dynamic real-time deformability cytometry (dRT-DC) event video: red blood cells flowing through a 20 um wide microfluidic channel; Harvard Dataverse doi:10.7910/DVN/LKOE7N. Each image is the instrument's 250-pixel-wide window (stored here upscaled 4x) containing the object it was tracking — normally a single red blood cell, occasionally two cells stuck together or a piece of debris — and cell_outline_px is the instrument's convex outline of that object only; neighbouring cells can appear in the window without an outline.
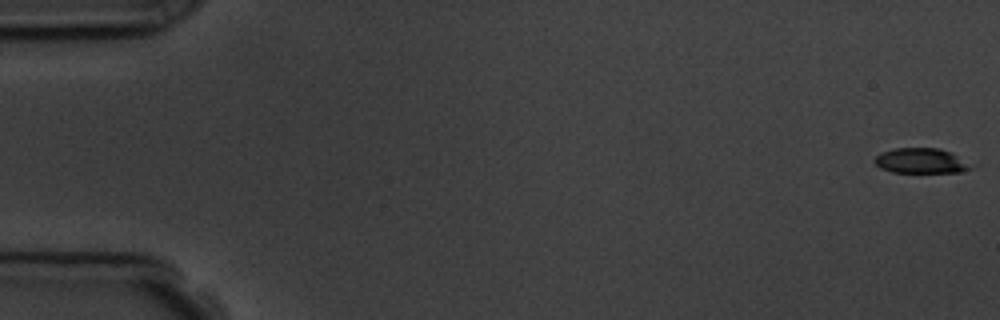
{"species": "common noctule bat (a hibernating species)", "species_latin": "Nyctalus noctula", "temperature_condition": "room temperature", "stored_images_in_passage": 4, "camera_frame_rate_fps": 3000, "um_per_image_px": 0.085, "animal": {"sex": "male", "body_mass_g": 19.5, "forearm_length_mm": 54.6}, "frame": {"image": 1, "passage_image": 1, "time_ms": 0.0, "image_size_px": [1000, 320], "cell_outline_px": [[980, 164], [972, 168], [960, 172], [892, 172], [880, 168], [872, 160], [880, 152], [896, 148], [940, 148], [952, 152]], "centroid_in_image_um": [78.41, 13.66], "position_along_channel_um": 6.6, "area_um2": 14.68}}
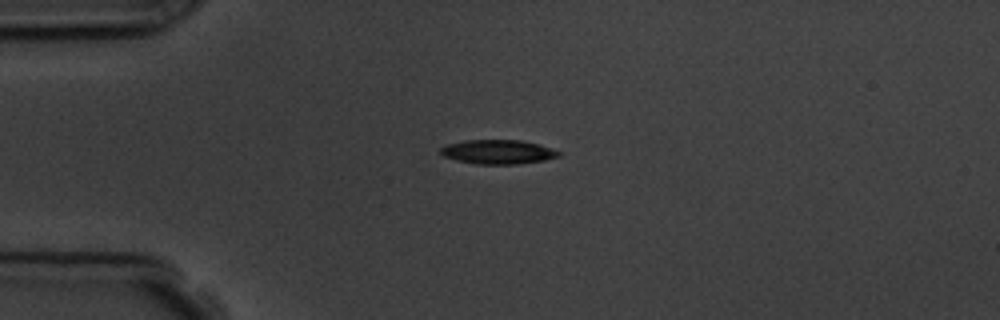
{"frame": {"image": 2, "passage_image": 4, "time_ms": 4.333, "image_size_px": [1000, 320], "cell_outline_px": [[560, 156], [544, 160], [520, 164], [476, 164], [456, 160], [444, 156], [440, 152], [440, 148], [448, 144], [464, 140], [520, 140], [540, 144], [552, 148], [560, 152]], "centroid_in_image_um": [42.34, 12.91], "position_along_channel_um": 42.7, "area_um2": 16.7}}